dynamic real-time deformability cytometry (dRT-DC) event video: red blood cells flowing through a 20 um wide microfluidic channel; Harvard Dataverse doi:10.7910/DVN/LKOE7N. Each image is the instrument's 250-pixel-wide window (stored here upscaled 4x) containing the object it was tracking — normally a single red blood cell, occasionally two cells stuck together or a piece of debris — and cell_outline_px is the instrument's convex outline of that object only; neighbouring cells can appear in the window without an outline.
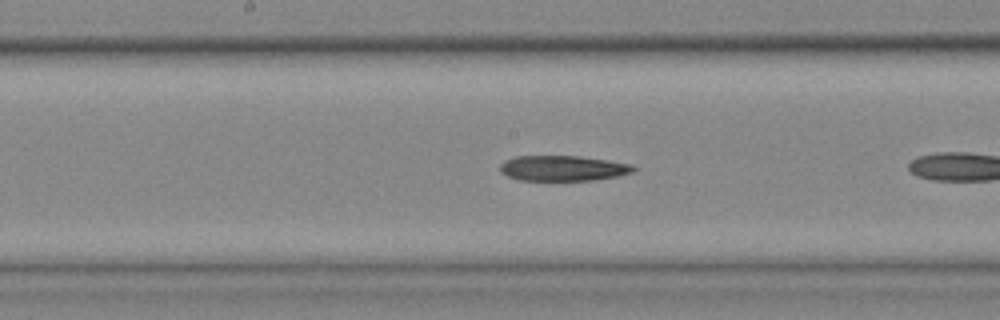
{"species": "common noctule bat (a hibernating species)", "species_latin": "Nyctalus noctula", "temperature_condition": "cold", "stored_images_in_passage": 17, "camera_frame_rate_fps": 3000, "um_per_image_px": 0.085, "animal": {"sex": "female", "body_mass_g": 25.1}, "frame": {"image": 1, "passage_image": 12, "time_ms": 3.667, "image_size_px": [1000, 320], "cell_outline_px": [[636, 168], [632, 172], [616, 176], [592, 180], [520, 180], [508, 176], [500, 172], [500, 164], [504, 160], [516, 156], [580, 156], [608, 160], [632, 164]], "centroid_in_image_um": [47.82, 14.29], "position_along_channel_um": 200.4, "area_um2": 19.65}}
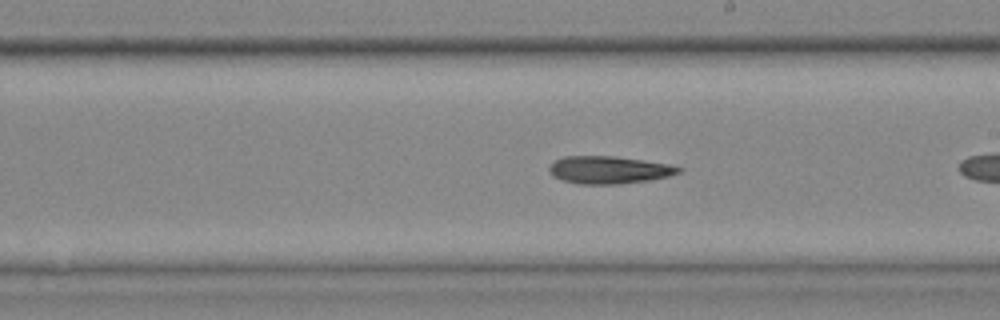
{"frame": {"image": 2, "passage_image": 15, "time_ms": 4.667, "image_size_px": [1000, 320], "cell_outline_px": [[684, 168], [680, 172], [668, 176], [648, 180], [620, 184], [580, 184], [560, 180], [552, 176], [548, 168], [556, 160], [564, 156], [616, 156], [644, 160], [668, 164]], "centroid_in_image_um": [51.75, 14.44], "position_along_channel_um": 237.3, "area_um2": 20.81}}